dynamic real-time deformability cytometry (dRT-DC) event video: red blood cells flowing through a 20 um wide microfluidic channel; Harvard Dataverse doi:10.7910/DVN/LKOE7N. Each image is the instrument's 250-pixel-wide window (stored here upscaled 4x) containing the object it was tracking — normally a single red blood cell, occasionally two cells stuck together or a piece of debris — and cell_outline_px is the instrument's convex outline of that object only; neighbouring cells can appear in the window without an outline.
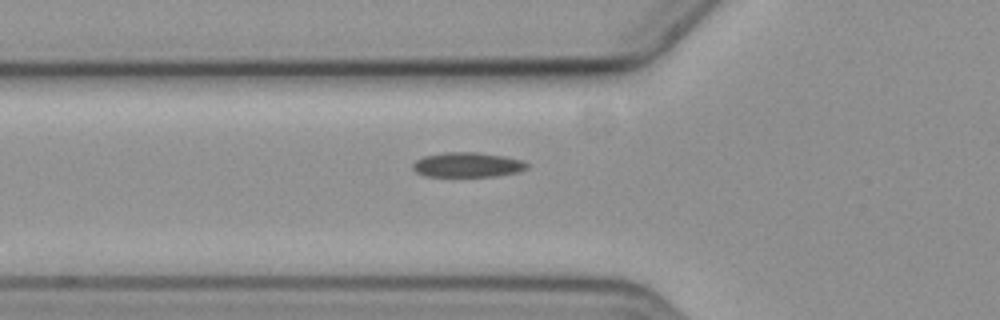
{"species": "common noctule bat (a hibernating species)", "species_latin": "Nyctalus noctula", "temperature_condition": "cold", "stored_images_in_passage": 4, "camera_frame_rate_fps": 3000, "um_per_image_px": 0.085, "animal": {"sex": "female", "body_mass_g": 19.3, "forearm_length_mm": 54.1}, "frame": {"image": 1, "passage_image": 4, "time_ms": 6.0, "image_size_px": [1000, 320], "cell_outline_px": [[532, 164], [528, 168], [520, 172], [496, 176], [424, 176], [416, 172], [412, 168], [412, 164], [416, 160], [424, 156], [444, 152], [476, 152], [504, 156], [524, 160]], "centroid_in_image_um": [39.79, 14.0], "position_along_channel_um": 86.0, "area_um2": 16.76}}